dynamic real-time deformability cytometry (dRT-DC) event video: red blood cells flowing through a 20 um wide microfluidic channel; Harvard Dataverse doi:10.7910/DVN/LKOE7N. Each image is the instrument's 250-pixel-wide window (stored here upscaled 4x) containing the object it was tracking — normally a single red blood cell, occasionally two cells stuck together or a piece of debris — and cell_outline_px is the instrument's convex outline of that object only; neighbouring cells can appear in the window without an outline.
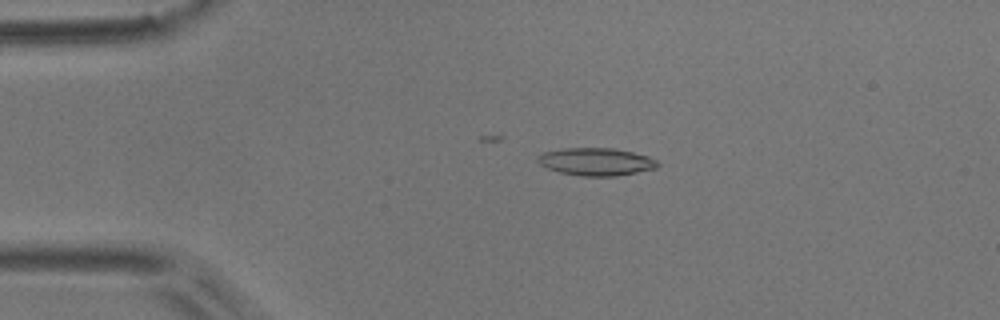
{"species": "common noctule bat (a hibernating species)", "species_latin": "Nyctalus noctula", "temperature_condition": "room temperature", "stored_images_in_passage": 5, "camera_frame_rate_fps": 3000, "um_per_image_px": 0.085, "animal": {"sex": "male", "body_mass_g": 17.9}, "frame": {"image": 1, "passage_image": 3, "time_ms": 0.667, "image_size_px": [1000, 320], "cell_outline_px": [[660, 164], [656, 168], [616, 176], [584, 176], [560, 172], [548, 168], [540, 164], [536, 160], [536, 156], [544, 152], [564, 148], [612, 148], [632, 152], [648, 156], [656, 160]], "centroid_in_image_um": [50.66, 13.74], "position_along_channel_um": 34.3, "area_um2": 19.19}}
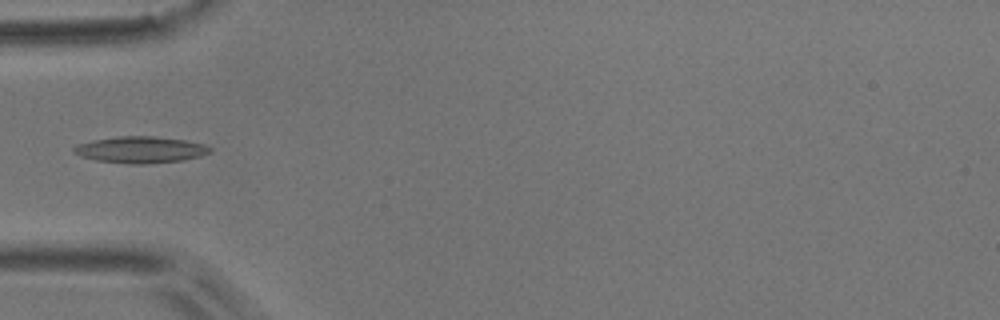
{"frame": {"image": 2, "passage_image": 5, "time_ms": 1.333, "image_size_px": [1000, 320], "cell_outline_px": [[212, 152], [200, 156], [184, 160], [148, 164], [132, 164], [96, 160], [80, 156], [72, 152], [72, 148], [76, 144], [92, 140], [120, 136], [152, 136], [184, 140], [204, 144], [212, 148]], "centroid_in_image_um": [11.93, 12.73], "position_along_channel_um": 73.1, "area_um2": 21.15}}